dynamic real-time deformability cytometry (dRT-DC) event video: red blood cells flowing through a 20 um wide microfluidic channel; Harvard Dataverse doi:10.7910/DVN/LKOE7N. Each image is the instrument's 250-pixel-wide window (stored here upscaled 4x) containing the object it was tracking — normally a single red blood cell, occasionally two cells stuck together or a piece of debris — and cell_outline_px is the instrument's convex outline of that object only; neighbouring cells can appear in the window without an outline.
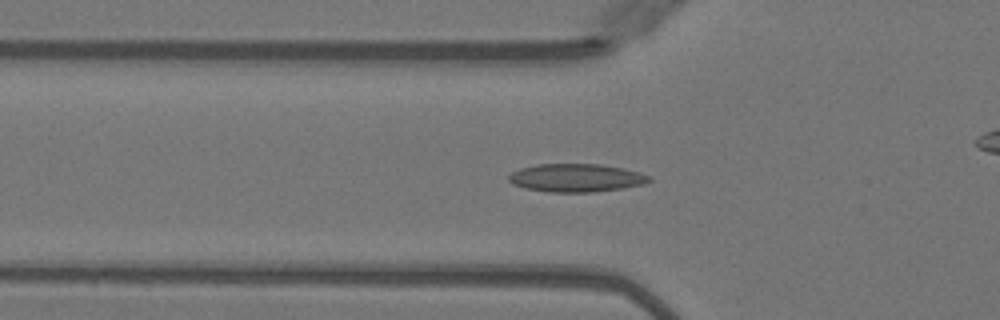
{"species": "Egyptian fruit bat (a non-hibernating species)", "species_latin": "Rousettus aegyptiacus", "temperature_condition": "warm", "stored_images_in_passage": 51, "camera_frame_rate_fps": 3000, "um_per_image_px": 0.085, "animal": {"sex": "female"}, "frame": {"image": 1, "passage_image": 17, "time_ms": 5.333, "image_size_px": [1000, 320], "cell_outline_px": [[652, 180], [644, 184], [596, 192], [548, 192], [524, 188], [512, 184], [508, 180], [508, 176], [512, 172], [520, 168], [536, 164], [600, 164], [624, 168], [640, 172], [652, 176]], "centroid_in_image_um": [48.98, 15.11], "position_along_channel_um": 76.8, "area_um2": 23.24}}
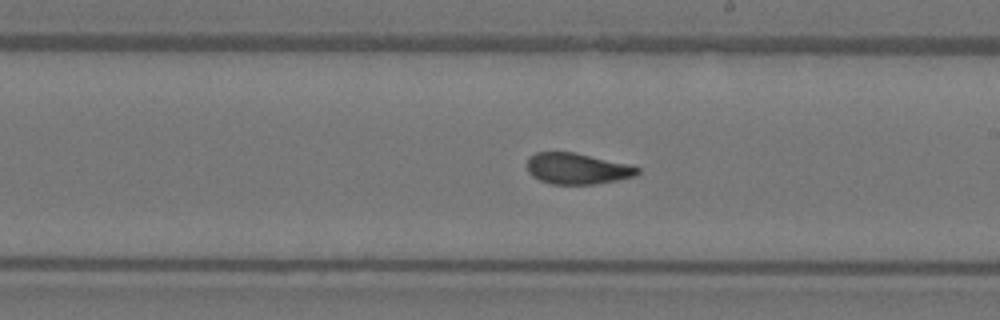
{"frame": {"image": 2, "passage_image": 29, "time_ms": 9.333, "image_size_px": [1000, 320], "cell_outline_px": [[640, 172], [636, 176], [596, 184], [552, 184], [540, 180], [532, 176], [528, 172], [528, 156], [536, 152], [576, 152], [632, 164], [640, 168]], "centroid_in_image_um": [49.1, 14.32], "position_along_channel_um": 239.9, "area_um2": 20.29}}
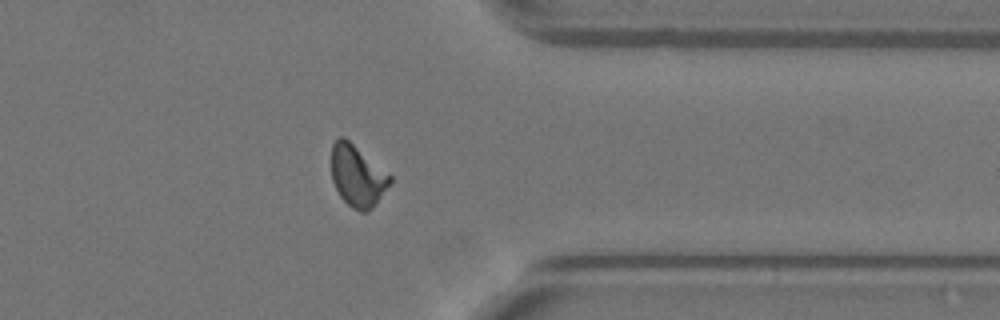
{"frame": {"image": 3, "passage_image": 40, "time_ms": 13.0, "image_size_px": [1000, 320], "cell_outline_px": [[392, 180], [372, 208], [368, 212], [360, 212], [352, 208], [340, 196], [332, 180], [332, 144], [340, 136], [344, 136], [392, 176]], "centroid_in_image_um": [30.37, 14.95], "position_along_channel_um": 381.0, "area_um2": 20.75}, "authors_computed_cell_mechanics": {"area_um2": 20.7502, "velocity_mm_per_s": 4.0447, "shape_relaxation_time_tau1_ms": 6.5397, "shape_relaxation_time_tau2_ms": 1.3206, "deformation_change_tau1": 0.1939, "deformation_change_tau2": 0.0724}}